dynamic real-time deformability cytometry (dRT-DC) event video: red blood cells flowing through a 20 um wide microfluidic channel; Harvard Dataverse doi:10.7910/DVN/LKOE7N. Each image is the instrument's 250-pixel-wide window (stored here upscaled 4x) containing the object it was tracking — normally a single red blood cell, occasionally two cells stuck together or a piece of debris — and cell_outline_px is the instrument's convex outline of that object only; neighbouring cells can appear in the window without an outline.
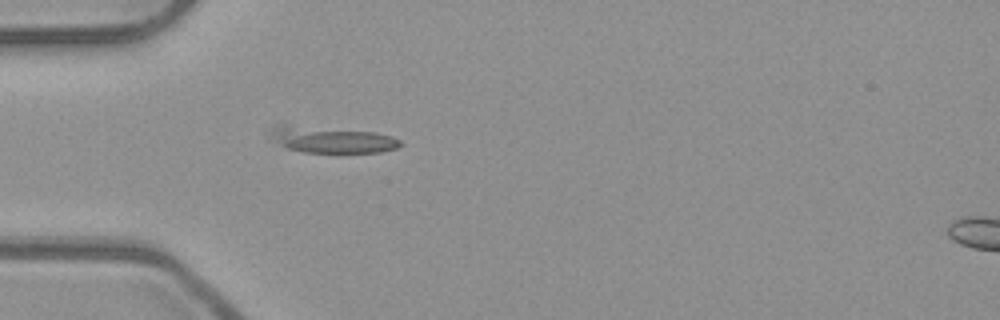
{"species": "common noctule bat (a hibernating species)", "species_latin": "Nyctalus noctula", "temperature_condition": "room temperature", "stored_images_in_passage": 5, "segment_of_instrument_passage": [1, 2], "camera_frame_rate_fps": 3000, "um_per_image_px": 0.085, "animal": {"sex": "male", "body_mass_g": 23.1, "forearm_length_mm": 52.7}, "frame": {"image": 1, "passage_image": 4, "time_ms": 1.0, "image_size_px": [1000, 320], "cell_outline_px": [[400, 144], [396, 148], [380, 152], [340, 156], [304, 152], [288, 148], [276, 140], [268, 132], [276, 124], [284, 124], [376, 132], [392, 136], [400, 140]], "centroid_in_image_um": [28.24, 11.92], "position_along_channel_um": 56.8, "area_um2": 20.69}}